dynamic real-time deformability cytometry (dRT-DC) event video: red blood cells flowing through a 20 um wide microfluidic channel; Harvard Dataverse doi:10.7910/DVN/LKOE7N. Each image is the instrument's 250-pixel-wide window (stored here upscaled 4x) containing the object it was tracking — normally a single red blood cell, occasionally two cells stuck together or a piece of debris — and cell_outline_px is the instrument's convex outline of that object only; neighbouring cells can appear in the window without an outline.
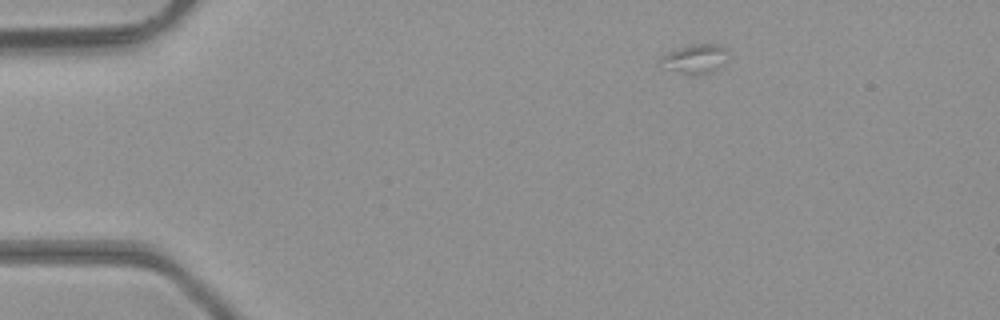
{"species": "common noctule bat (a hibernating species)", "species_latin": "Nyctalus noctula", "temperature_condition": "room temperature", "stored_images_in_passage": 3, "camera_frame_rate_fps": 3000, "um_per_image_px": 0.085, "animal": {"sex": "male", "body_mass_g": 23.1, "forearm_length_mm": 52.7}, "frame": {"image": 1, "passage_image": 3, "time_ms": 0.667, "image_size_px": [1000, 320], "cell_outline_px": [[732, 52], [712, 72], [692, 76], [688, 76], [660, 68], [660, 56], [668, 52], [692, 44], [720, 44], [728, 48]], "centroid_in_image_um": [59.05, 5.02], "position_along_channel_um": 25.9, "area_um2": 11.96}}